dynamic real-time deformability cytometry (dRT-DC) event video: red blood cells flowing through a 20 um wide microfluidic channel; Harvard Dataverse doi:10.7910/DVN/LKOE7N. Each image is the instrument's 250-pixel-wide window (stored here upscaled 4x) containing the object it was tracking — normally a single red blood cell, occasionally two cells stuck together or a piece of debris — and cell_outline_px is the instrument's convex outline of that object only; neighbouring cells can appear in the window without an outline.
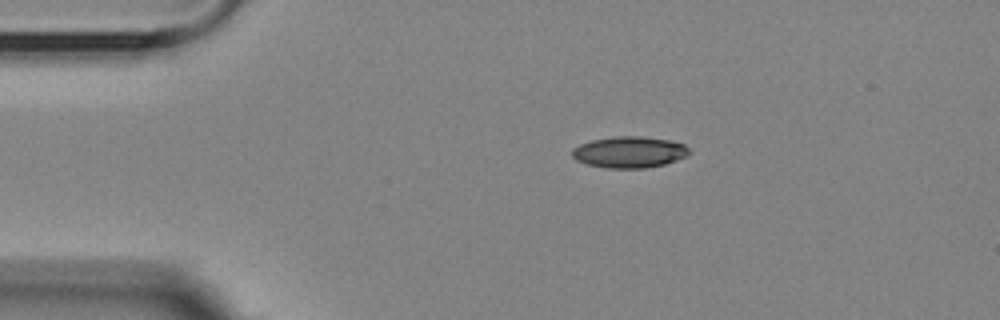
{"species": "Egyptian fruit bat (a non-hibernating species)", "species_latin": "Rousettus aegyptiacus", "temperature_condition": "room temperature", "stored_images_in_passage": 3, "camera_frame_rate_fps": 3000, "um_per_image_px": 0.085, "animal": {"sex": "female"}, "frame": {"image": 1, "passage_image": 1, "time_ms": 0.0, "image_size_px": [1000, 320], "cell_outline_px": [[688, 156], [664, 164], [644, 168], [608, 168], [588, 164], [576, 160], [572, 156], [572, 148], [580, 144], [592, 140], [612, 136], [640, 136], [668, 140], [684, 144], [688, 148]], "centroid_in_image_um": [53.47, 12.92], "position_along_channel_um": 31.5, "area_um2": 21.27}}
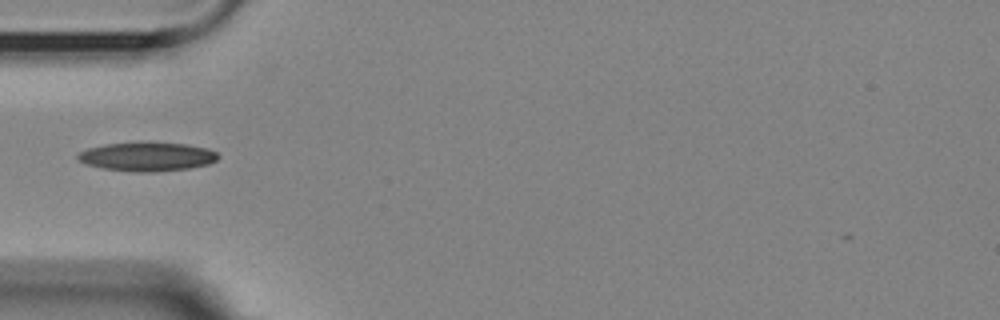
{"frame": {"image": 2, "passage_image": 3, "time_ms": 2.333, "image_size_px": [1000, 320], "cell_outline_px": [[220, 156], [216, 160], [208, 164], [188, 168], [156, 172], [136, 172], [104, 168], [88, 164], [80, 160], [76, 156], [80, 152], [88, 148], [104, 144], [188, 144], [208, 148], [216, 152]], "centroid_in_image_um": [12.55, 13.34], "position_along_channel_um": 72.5, "area_um2": 22.89}}